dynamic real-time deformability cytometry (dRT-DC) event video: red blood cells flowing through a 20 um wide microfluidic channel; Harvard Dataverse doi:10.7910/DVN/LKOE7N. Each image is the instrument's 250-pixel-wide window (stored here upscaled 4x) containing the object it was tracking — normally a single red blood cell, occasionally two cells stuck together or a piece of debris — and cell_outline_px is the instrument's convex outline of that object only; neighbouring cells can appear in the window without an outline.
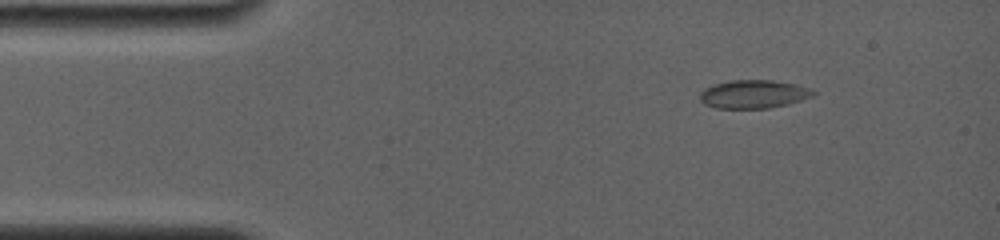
{"species": "common noctule bat (a hibernating species)", "species_latin": "Nyctalus noctula", "temperature_condition": "room temperature", "stored_images_in_passage": 12, "camera_frame_rate_fps": 4000, "um_per_image_px": 0.085, "animal": {"sex": "female", "body_mass_g": 19.0, "forearm_length_mm": 56.7}, "frame": {"image": 1, "passage_image": 3, "time_ms": 1.25, "image_size_px": [1000, 240], "cell_outline_px": [[816, 96], [788, 104], [768, 108], [716, 108], [704, 104], [700, 100], [700, 92], [704, 88], [716, 84], [732, 80], [772, 80], [796, 84], [812, 88], [816, 92]], "centroid_in_image_um": [64.1, 8.0], "position_along_channel_um": 20.9, "area_um2": 18.84}}
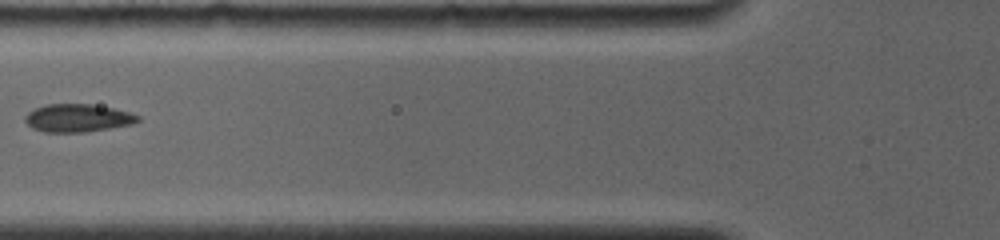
{"frame": {"image": 2, "passage_image": 9, "time_ms": 5.5, "image_size_px": [1000, 240], "cell_outline_px": [[140, 120], [132, 124], [112, 128], [84, 132], [44, 132], [32, 128], [24, 120], [24, 116], [28, 112], [36, 108], [48, 104], [92, 104], [112, 108], [128, 112], [140, 116]], "centroid_in_image_um": [6.6, 10.04], "position_along_channel_um": 119.2, "area_um2": 18.32}}
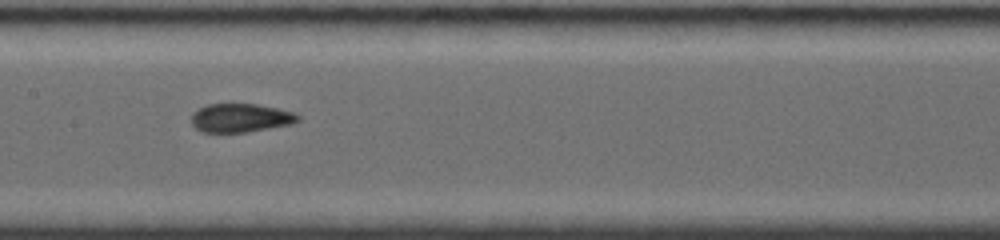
{"frame": {"image": 3, "passage_image": 11, "time_ms": 7.25, "image_size_px": [1000, 240], "cell_outline_px": [[300, 120], [292, 124], [248, 132], [200, 132], [192, 124], [192, 116], [200, 108], [208, 104], [256, 104], [276, 108], [292, 112], [300, 116]], "centroid_in_image_um": [20.47, 10.03], "position_along_channel_um": 186.9, "area_um2": 17.63}}